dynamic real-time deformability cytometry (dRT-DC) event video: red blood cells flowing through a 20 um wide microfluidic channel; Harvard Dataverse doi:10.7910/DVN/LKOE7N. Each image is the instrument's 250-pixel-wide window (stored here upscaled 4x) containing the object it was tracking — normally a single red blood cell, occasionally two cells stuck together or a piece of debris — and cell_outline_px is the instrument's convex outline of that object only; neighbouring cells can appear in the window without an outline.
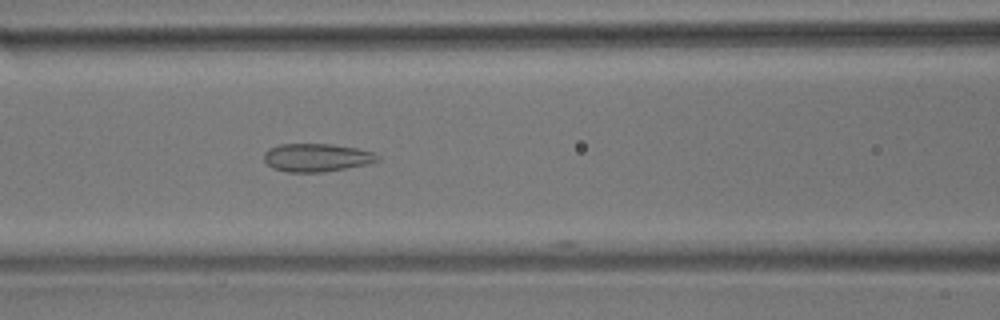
{"species": "common noctule bat (a hibernating species)", "species_latin": "Nyctalus noctula", "temperature_condition": "room temperature", "stored_images_in_passage": 10, "camera_frame_rate_fps": 3000, "um_per_image_px": 0.085, "animal": {"sex": "male", "body_mass_g": 17.9}, "frame": {"image": 1, "passage_image": 8, "time_ms": 2.333, "image_size_px": [1000, 320], "cell_outline_px": [[380, 160], [368, 164], [324, 172], [288, 172], [272, 168], [264, 160], [264, 152], [268, 148], [280, 144], [332, 144], [356, 148], [372, 152], [380, 156]], "centroid_in_image_um": [26.91, 13.39], "position_along_channel_um": 139.7, "area_um2": 18.67}}